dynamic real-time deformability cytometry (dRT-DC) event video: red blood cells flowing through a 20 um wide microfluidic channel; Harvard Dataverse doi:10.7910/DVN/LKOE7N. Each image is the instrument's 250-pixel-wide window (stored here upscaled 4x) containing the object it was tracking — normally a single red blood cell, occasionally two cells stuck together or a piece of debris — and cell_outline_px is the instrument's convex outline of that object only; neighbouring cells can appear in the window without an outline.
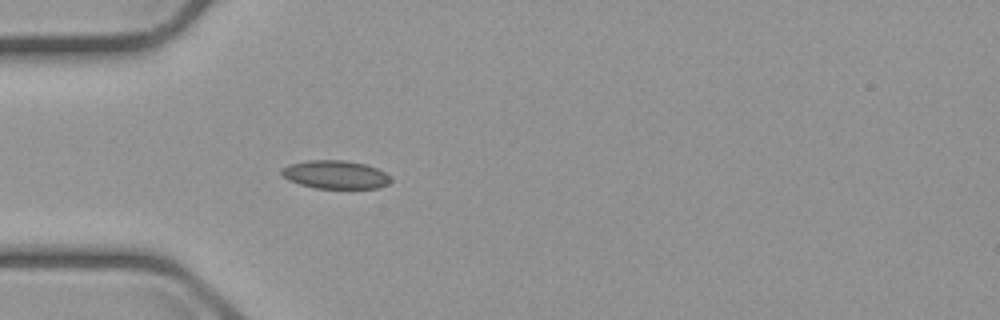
{"species": "common noctule bat (a hibernating species)", "species_latin": "Nyctalus noctula", "temperature_condition": "cold", "stored_images_in_passage": 1, "camera_frame_rate_fps": 3000, "um_per_image_px": 0.085, "animal": {"sex": "male", "body_mass_g": 23.1, "forearm_length_mm": 52.7}, "frame": {"image": 1, "passage_image": 1, "time_ms": 0.0, "image_size_px": [1000, 320], "cell_outline_px": [[392, 180], [388, 184], [380, 188], [316, 188], [300, 184], [288, 180], [280, 172], [280, 168], [288, 164], [308, 160], [344, 160], [364, 164], [376, 168], [392, 176]], "centroid_in_image_um": [28.51, 14.84], "position_along_channel_um": 56.5, "area_um2": 18.09}}